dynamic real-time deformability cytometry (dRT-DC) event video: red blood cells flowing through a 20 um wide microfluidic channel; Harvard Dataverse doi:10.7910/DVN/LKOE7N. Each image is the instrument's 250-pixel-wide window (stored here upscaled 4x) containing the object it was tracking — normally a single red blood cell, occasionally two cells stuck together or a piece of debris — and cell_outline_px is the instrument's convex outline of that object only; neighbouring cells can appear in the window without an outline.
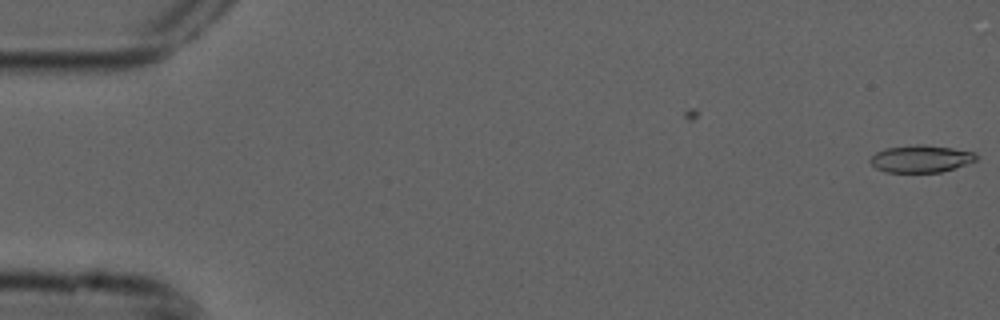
{"species": "common noctule bat (a hibernating species)", "species_latin": "Nyctalus noctula", "temperature_condition": "cold", "stored_images_in_passage": 5, "camera_frame_rate_fps": 3000, "um_per_image_px": 0.085, "animal": {"sex": "male", "forearm_length_mm": 52.5}, "frame": {"image": 1, "passage_image": 1, "time_ms": 0.0, "image_size_px": [1000, 320], "cell_outline_px": [[976, 160], [940, 172], [884, 172], [876, 168], [868, 160], [876, 152], [884, 148], [916, 144], [924, 144], [952, 148], [976, 152]], "centroid_in_image_um": [78.23, 13.48], "position_along_channel_um": 6.8, "area_um2": 16.76}}